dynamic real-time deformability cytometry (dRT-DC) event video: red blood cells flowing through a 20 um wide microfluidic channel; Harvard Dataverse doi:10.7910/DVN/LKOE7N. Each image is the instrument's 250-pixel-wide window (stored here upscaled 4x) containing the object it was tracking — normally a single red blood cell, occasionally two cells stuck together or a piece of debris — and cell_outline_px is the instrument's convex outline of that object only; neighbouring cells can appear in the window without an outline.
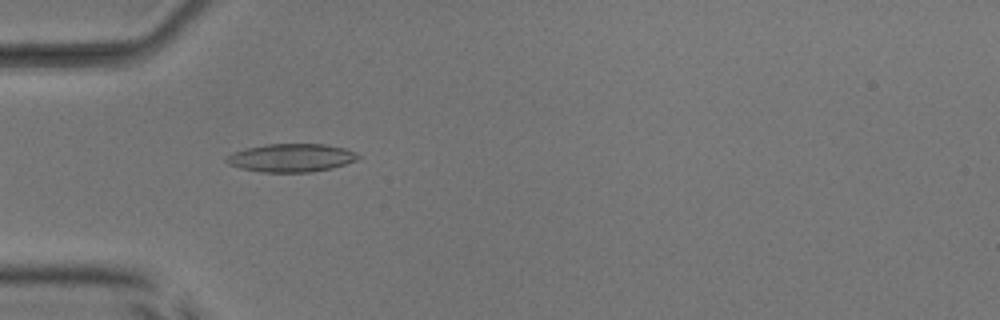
{"species": "common noctule bat (a hibernating species)", "species_latin": "Nyctalus noctula", "temperature_condition": "room temperature", "stored_images_in_passage": 35, "camera_frame_rate_fps": 3000, "um_per_image_px": 0.085, "animal": {"sex": "male", "body_mass_g": 17.9, "forearm_length_mm": 54.2}, "frame": {"image": 1, "passage_image": 3, "time_ms": 0.667, "image_size_px": [1000, 320], "cell_outline_px": [[364, 156], [356, 160], [332, 168], [312, 172], [260, 172], [228, 164], [224, 160], [232, 152], [264, 144], [324, 144], [344, 148], [356, 152]], "centroid_in_image_um": [24.79, 13.41], "position_along_channel_um": 60.2, "area_um2": 21.62}}
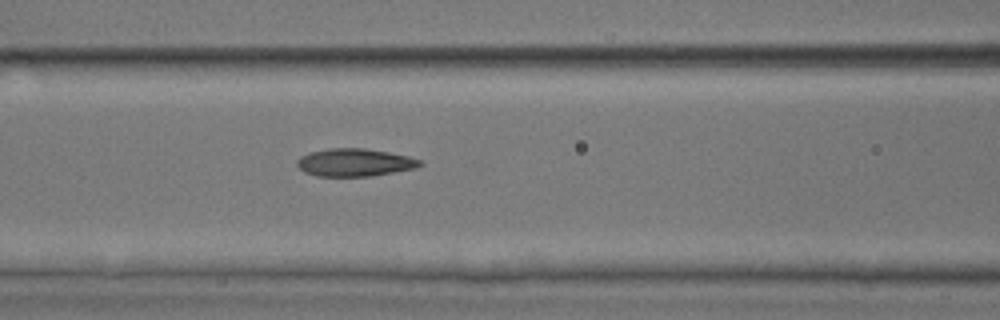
{"frame": {"image": 2, "passage_image": 9, "time_ms": 2.667, "image_size_px": [1000, 320], "cell_outline_px": [[424, 164], [416, 168], [372, 176], [316, 176], [304, 172], [296, 164], [296, 160], [300, 156], [308, 152], [328, 148], [364, 148], [388, 152], [408, 156], [420, 160]], "centroid_in_image_um": [30.12, 13.8], "position_along_channel_um": 136.5, "area_um2": 20.0}}
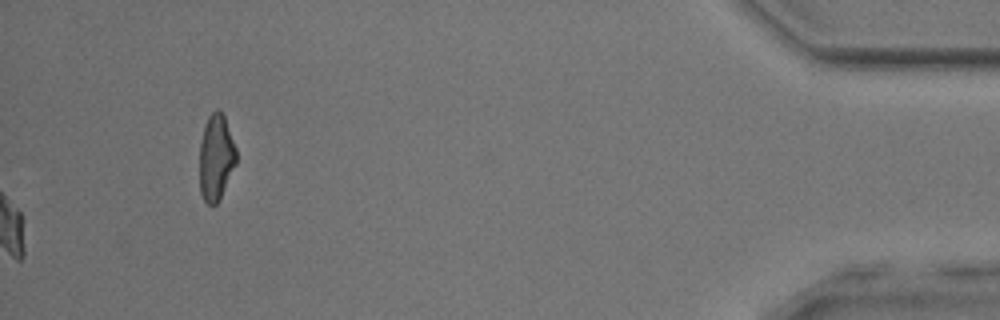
{"frame": {"image": 3, "passage_image": 35, "time_ms": 11.333, "image_size_px": [1000, 320], "cell_outline_px": [[236, 164], [220, 200], [212, 208], [204, 200], [200, 192], [200, 144], [204, 124], [208, 116], [216, 108], [224, 116], [236, 148]], "centroid_in_image_um": [18.36, 13.42], "position_along_channel_um": 416.8, "area_um2": 18.55}, "authors_computed_cell_mechanics": {"area_um2": 19.3052, "velocity_mm_per_s": 4.0223, "shape_relaxation_time_tau1_ms": 5.3465, "shape_relaxation_time_tau2_ms": 2.4345, "deformation_change_tau1": 0.1518, "deformation_change_tau2": 0.1058}}